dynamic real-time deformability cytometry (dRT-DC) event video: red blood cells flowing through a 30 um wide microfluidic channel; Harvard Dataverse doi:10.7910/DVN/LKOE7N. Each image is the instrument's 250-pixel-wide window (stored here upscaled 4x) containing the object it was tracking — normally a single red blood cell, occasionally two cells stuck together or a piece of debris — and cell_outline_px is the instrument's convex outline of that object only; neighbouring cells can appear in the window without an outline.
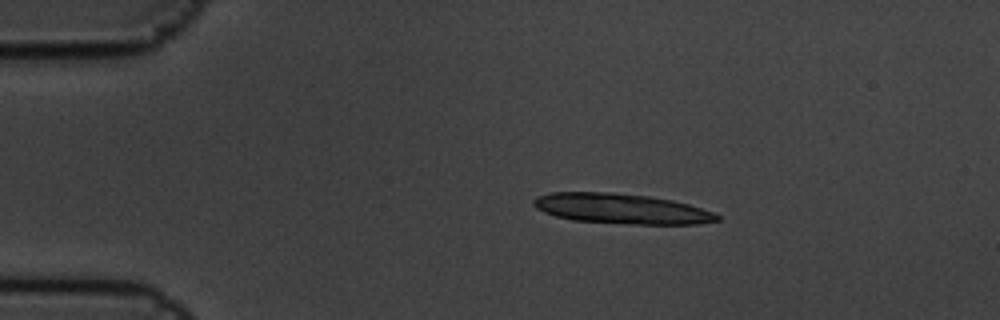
{"species": "common noctule bat (a hibernating species)", "species_latin": "Nyctalus noctula", "temperature_condition": "cold", "stored_images_in_passage": 6, "camera_frame_rate_fps": 3000, "um_per_image_px": 0.085, "animal": {"sex": "male", "body_mass_g": 19.5, "forearm_length_mm": 54.6}, "frame": {"image": 1, "passage_image": 3, "time_ms": 0.667, "image_size_px": [1000, 320], "cell_outline_px": [[720, 220], [696, 224], [632, 224], [572, 220], [556, 216], [544, 212], [536, 208], [532, 204], [532, 200], [536, 196], [552, 192], [612, 192], [648, 196], [672, 200], [688, 204], [712, 212], [720, 216]], "centroid_in_image_um": [52.77, 17.73], "position_along_channel_um": 32.2, "area_um2": 32.19}}